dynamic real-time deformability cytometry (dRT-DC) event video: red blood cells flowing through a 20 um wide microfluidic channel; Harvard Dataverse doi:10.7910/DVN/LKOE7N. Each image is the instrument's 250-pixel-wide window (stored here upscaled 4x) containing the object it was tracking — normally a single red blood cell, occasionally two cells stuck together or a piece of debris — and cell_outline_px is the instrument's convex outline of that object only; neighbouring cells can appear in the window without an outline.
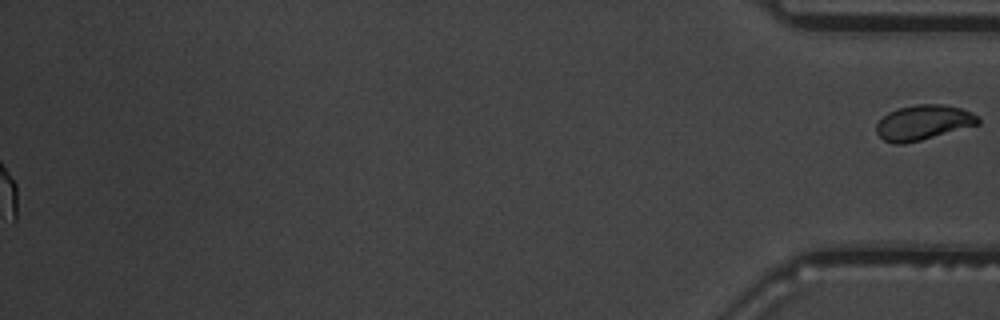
{"species": "common noctule bat (a hibernating species)", "species_latin": "Nyctalus noctula", "temperature_condition": "warm", "stored_images_in_passage": 58, "segment_of_instrument_passage": [2, 2], "camera_frame_rate_fps": 3000, "um_per_image_px": 0.085, "animal": {"sex": "male", "body_mass_g": 19.5, "forearm_length_mm": 54.6}, "frame": {"image": 1, "passage_image": 58, "time_ms": 19.0, "image_size_px": [1000, 320], "cell_outline_px": [[980, 124], [920, 140], [904, 144], [896, 144], [884, 140], [876, 132], [876, 124], [888, 112], [896, 108], [916, 104], [940, 104], [960, 108], [972, 112], [980, 120]], "centroid_in_image_um": [78.46, 10.41], "position_along_channel_um": 356.7, "area_um2": 20.63}}